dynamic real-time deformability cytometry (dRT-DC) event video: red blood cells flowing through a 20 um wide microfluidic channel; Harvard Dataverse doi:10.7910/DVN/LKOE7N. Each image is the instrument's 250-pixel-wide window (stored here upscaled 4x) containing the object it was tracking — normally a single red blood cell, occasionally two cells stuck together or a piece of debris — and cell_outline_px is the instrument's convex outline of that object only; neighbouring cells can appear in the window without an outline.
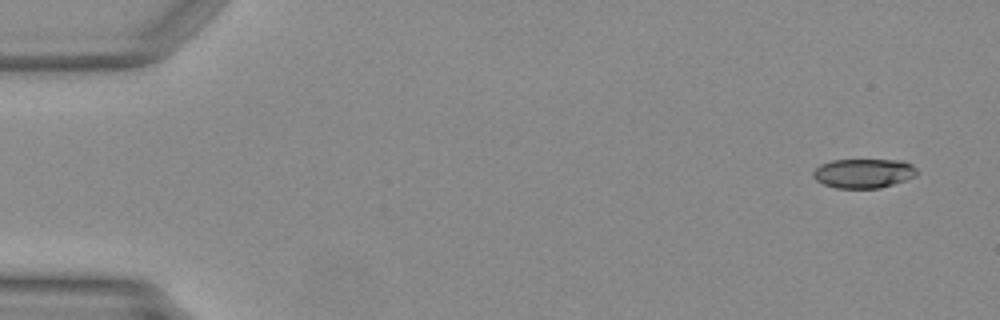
{"species": "Egyptian fruit bat (a non-hibernating species)", "species_latin": "Rousettus aegyptiacus", "temperature_condition": "warm", "stored_images_in_passage": 47, "camera_frame_rate_fps": 3000, "um_per_image_px": 0.085, "animal": {"sex": "female"}, "frame": {"image": 1, "passage_image": 1, "time_ms": 0.0, "image_size_px": [1000, 320], "cell_outline_px": [[916, 176], [880, 188], [836, 188], [824, 184], [816, 180], [812, 176], [812, 172], [820, 164], [832, 160], [900, 160], [912, 164], [916, 168]], "centroid_in_image_um": [73.38, 14.73], "position_along_channel_um": 11.6, "area_um2": 17.69}}
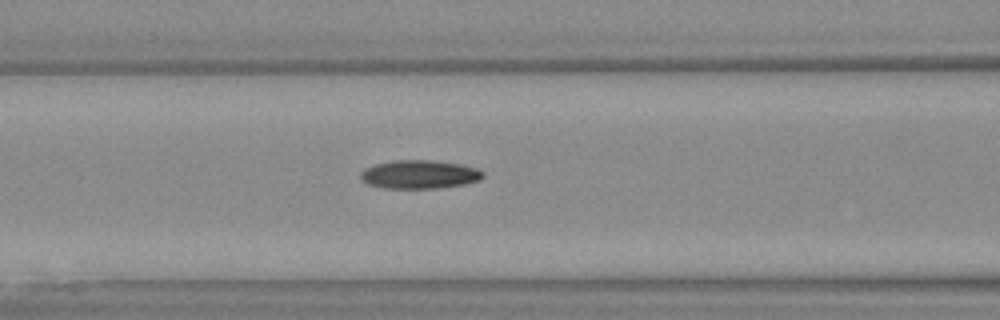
{"frame": {"image": 2, "passage_image": 19, "time_ms": 6.0, "image_size_px": [1000, 320], "cell_outline_px": [[484, 176], [480, 180], [464, 184], [436, 188], [384, 188], [368, 184], [360, 176], [360, 172], [376, 164], [396, 160], [432, 160], [460, 164], [476, 168], [484, 172]], "centroid_in_image_um": [35.69, 14.82], "position_along_channel_um": 130.9, "area_um2": 20.11}}
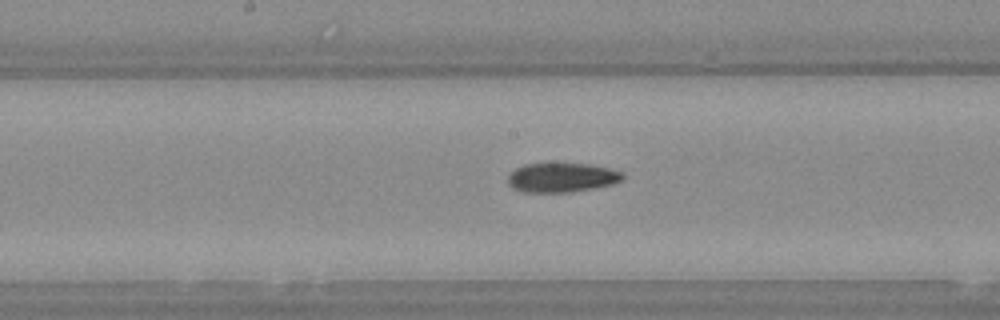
{"frame": {"image": 3, "passage_image": 24, "time_ms": 7.667, "image_size_px": [1000, 320], "cell_outline_px": [[624, 180], [612, 184], [596, 188], [568, 192], [524, 192], [508, 184], [508, 176], [516, 168], [524, 164], [588, 164], [608, 168], [624, 172]], "centroid_in_image_um": [47.8, 15.09], "position_along_channel_um": 200.4, "area_um2": 19.48}}